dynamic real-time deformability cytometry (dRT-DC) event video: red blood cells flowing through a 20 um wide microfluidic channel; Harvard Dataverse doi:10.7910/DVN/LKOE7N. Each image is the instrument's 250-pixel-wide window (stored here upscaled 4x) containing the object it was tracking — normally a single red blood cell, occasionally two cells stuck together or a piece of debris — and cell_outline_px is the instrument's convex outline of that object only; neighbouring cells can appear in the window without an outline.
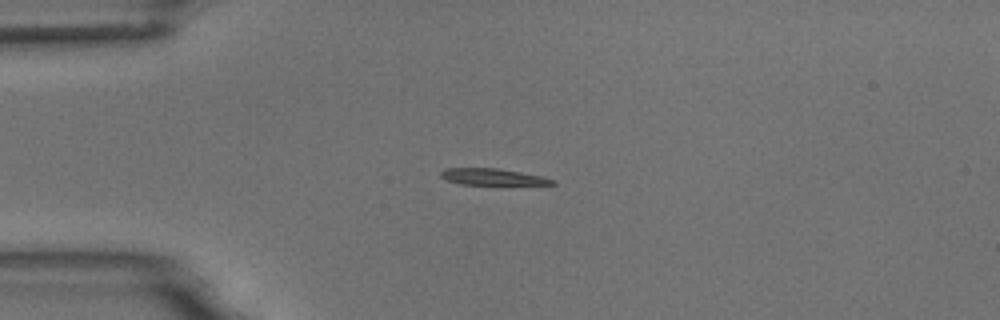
{"species": "common noctule bat (a hibernating species)", "species_latin": "Nyctalus noctula", "temperature_condition": "room temperature", "stored_images_in_passage": 14, "camera_frame_rate_fps": 3000, "um_per_image_px": 0.085, "animal": {"sex": "male", "body_mass_g": 18.8}, "frame": {"image": 1, "passage_image": 3, "time_ms": 3.333, "image_size_px": [1000, 320], "cell_outline_px": [[556, 184], [460, 184], [448, 180], [440, 176], [440, 172], [444, 168], [496, 168], [544, 176], [556, 180]], "centroid_in_image_um": [41.87, 15.02], "position_along_channel_um": 43.1, "area_um2": 10.58}}
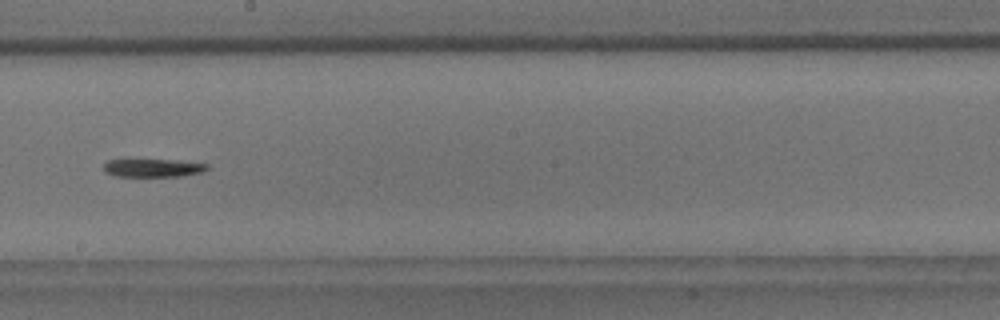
{"frame": {"image": 2, "passage_image": 8, "time_ms": 9.0, "image_size_px": [1000, 320], "cell_outline_px": [[208, 168], [204, 172], [184, 176], [116, 176], [104, 172], [104, 164], [108, 160], [124, 156], [128, 156], [180, 160], [208, 164]], "centroid_in_image_um": [12.93, 14.2], "position_along_channel_um": 235.3, "area_um2": 12.02}}
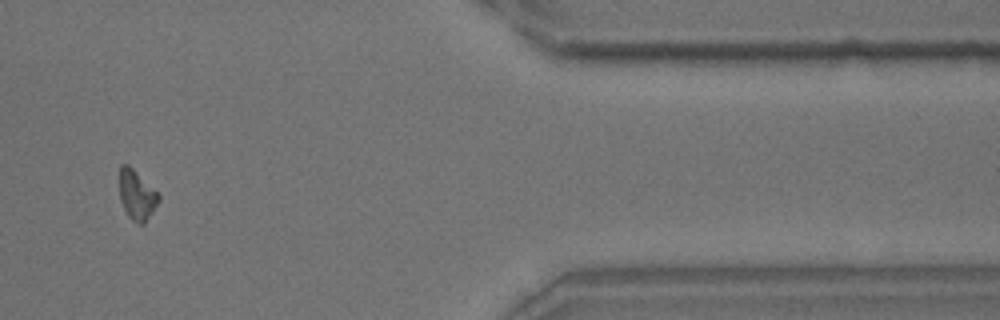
{"frame": {"image": 3, "passage_image": 12, "time_ms": 14.333, "image_size_px": [1000, 320], "cell_outline_px": [[160, 200], [144, 224], [136, 224], [128, 216], [120, 200], [120, 164], [128, 164], [160, 196]], "centroid_in_image_um": [11.61, 16.6], "position_along_channel_um": 399.8, "area_um2": 11.1}, "authors_computed_cell_mechanics": {"area_um2": 11.5022, "velocity_mm_per_s": 3.782, "shape_relaxation_time_tau1_ms": 1.2185, "shape_relaxation_time_tau2_ms": 4.8024, "deformation_change_tau1": 0.0953, "deformation_change_tau2": 0.1263}}